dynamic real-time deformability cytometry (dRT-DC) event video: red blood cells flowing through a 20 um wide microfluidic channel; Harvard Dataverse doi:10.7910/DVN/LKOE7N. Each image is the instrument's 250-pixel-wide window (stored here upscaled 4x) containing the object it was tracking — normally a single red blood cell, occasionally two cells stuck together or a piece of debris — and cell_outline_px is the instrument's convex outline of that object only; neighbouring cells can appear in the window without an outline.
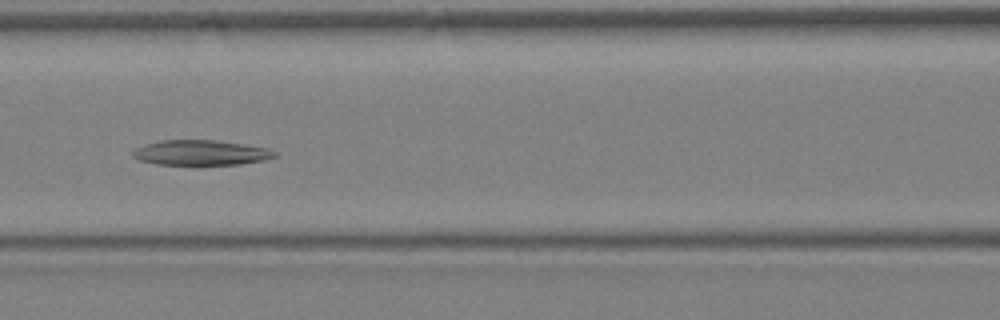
{"species": "Egyptian fruit bat (a non-hibernating species)", "species_latin": "Rousettus aegyptiacus", "temperature_condition": "warm", "stored_images_in_passage": 35, "camera_frame_rate_fps": 3000, "um_per_image_px": 0.085, "animal": {"sex": "female"}, "frame": {"image": 1, "passage_image": 16, "time_ms": 5.0, "image_size_px": [1000, 320], "cell_outline_px": [[280, 156], [264, 160], [240, 164], [196, 168], [156, 164], [140, 160], [132, 156], [132, 152], [136, 148], [160, 140], [216, 140], [244, 144], [268, 148], [276, 152]], "centroid_in_image_um": [17.1, 13.03], "position_along_channel_um": 149.5, "area_um2": 21.85}}
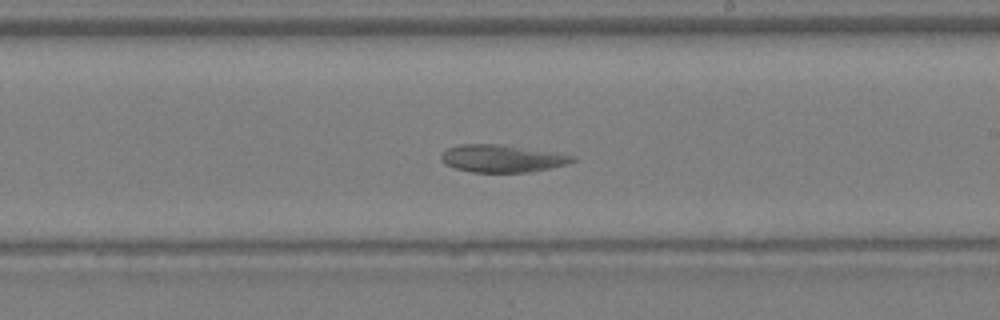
{"frame": {"image": 2, "passage_image": 21, "time_ms": 6.667, "image_size_px": [1000, 320], "cell_outline_px": [[576, 160], [568, 164], [532, 172], [472, 172], [456, 168], [444, 164], [440, 160], [440, 156], [448, 148], [460, 144], [500, 144], [576, 156]], "centroid_in_image_um": [42.66, 13.48], "position_along_channel_um": 246.3, "area_um2": 20.92}}
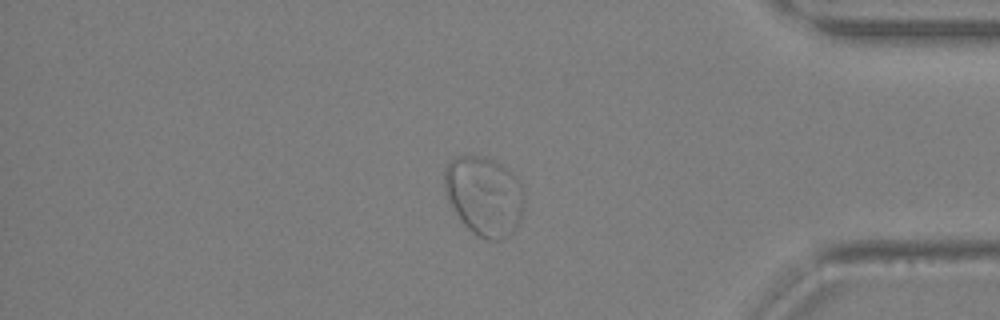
{"frame": {"image": 3, "passage_image": 30, "time_ms": 9.667, "image_size_px": [1000, 320], "cell_outline_px": [[524, 208], [520, 220], [516, 228], [508, 236], [500, 240], [488, 240], [472, 232], [464, 224], [456, 212], [444, 188], [444, 168], [448, 160], [456, 156], [484, 156], [508, 168], [520, 180], [524, 192]], "centroid_in_image_um": [41.19, 16.63], "position_along_channel_um": 394.0, "area_um2": 37.05}}